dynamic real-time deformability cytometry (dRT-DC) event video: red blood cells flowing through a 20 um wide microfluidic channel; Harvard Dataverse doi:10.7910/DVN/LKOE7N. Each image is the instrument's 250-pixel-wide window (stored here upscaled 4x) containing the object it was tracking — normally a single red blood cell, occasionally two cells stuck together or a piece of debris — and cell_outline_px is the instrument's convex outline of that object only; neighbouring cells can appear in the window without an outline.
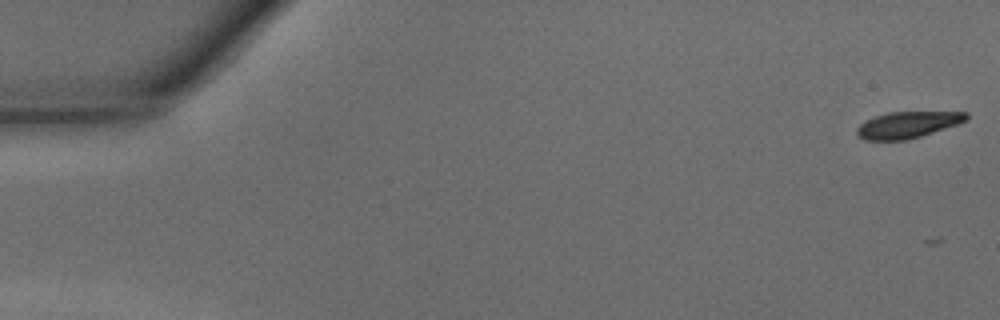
{"species": "common noctule bat (a hibernating species)", "species_latin": "Nyctalus noctula", "temperature_condition": "warm", "stored_images_in_passage": 21, "camera_frame_rate_fps": 3000, "um_per_image_px": 0.085, "animal": {"sex": "male", "body_mass_g": 15.6}, "frame": {"image": 1, "passage_image": 1, "time_ms": 0.0, "image_size_px": [1000, 320], "cell_outline_px": [[968, 120], [908, 140], [864, 140], [856, 136], [856, 128], [860, 124], [876, 116], [888, 112], [968, 112]], "centroid_in_image_um": [77.11, 10.61], "position_along_channel_um": 7.9, "area_um2": 16.7}}
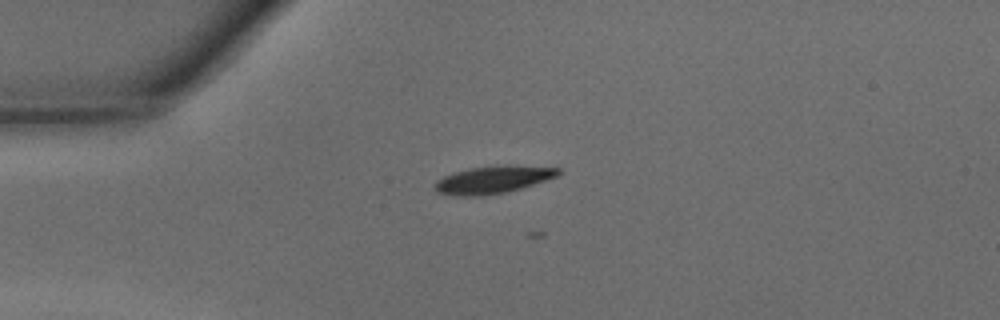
{"frame": {"image": 2, "passage_image": 12, "time_ms": 3.667, "image_size_px": [1000, 320], "cell_outline_px": [[564, 172], [560, 176], [520, 188], [504, 192], [480, 196], [460, 196], [436, 192], [436, 180], [444, 176], [468, 168], [560, 168]], "centroid_in_image_um": [41.87, 15.33], "position_along_channel_um": 43.1, "area_um2": 18.5}}
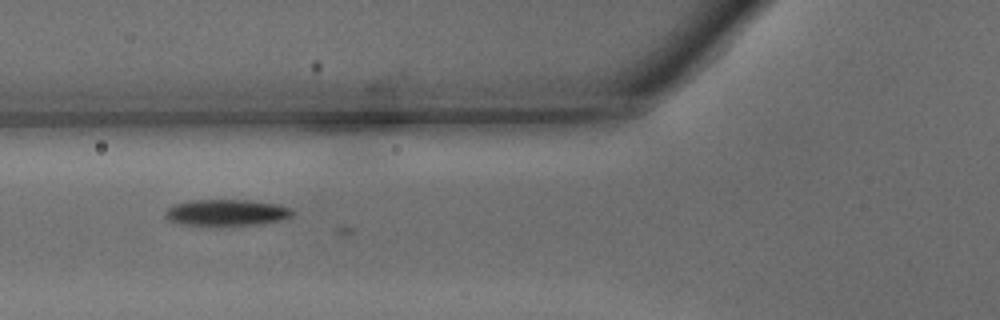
{"frame": {"image": 3, "passage_image": 18, "time_ms": 5.667, "image_size_px": [1000, 320], "cell_outline_px": [[296, 212], [292, 216], [280, 220], [260, 224], [176, 224], [168, 220], [164, 216], [164, 212], [172, 204], [192, 200], [248, 200], [280, 204], [292, 208]], "centroid_in_image_um": [19.27, 18.04], "position_along_channel_um": 106.5, "area_um2": 19.48}}